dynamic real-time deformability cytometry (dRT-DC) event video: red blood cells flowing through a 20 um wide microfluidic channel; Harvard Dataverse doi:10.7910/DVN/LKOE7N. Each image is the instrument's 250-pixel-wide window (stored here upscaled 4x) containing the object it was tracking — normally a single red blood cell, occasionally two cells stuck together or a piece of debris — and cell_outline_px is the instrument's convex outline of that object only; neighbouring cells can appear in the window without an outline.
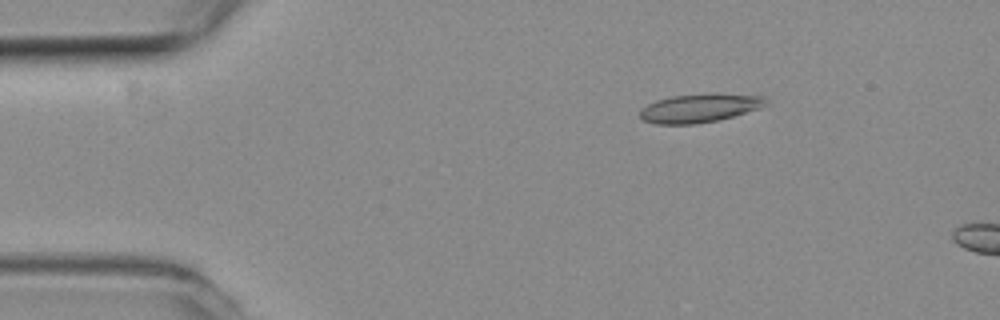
{"species": "common noctule bat (a hibernating species)", "species_latin": "Nyctalus noctula", "temperature_condition": "room temperature", "stored_images_in_passage": 6, "camera_frame_rate_fps": 3000, "um_per_image_px": 0.085, "animal": {"sex": "female", "body_mass_g": 19.3, "forearm_length_mm": 54.1}, "frame": {"image": 1, "passage_image": 2, "time_ms": 0.333, "image_size_px": [1000, 320], "cell_outline_px": [[768, 104], [760, 108], [732, 116], [716, 120], [696, 124], [656, 124], [644, 120], [640, 116], [640, 108], [656, 100], [672, 96], [712, 92], [716, 92], [764, 96]], "centroid_in_image_um": [59.48, 9.16], "position_along_channel_um": 25.5, "area_um2": 21.21}}